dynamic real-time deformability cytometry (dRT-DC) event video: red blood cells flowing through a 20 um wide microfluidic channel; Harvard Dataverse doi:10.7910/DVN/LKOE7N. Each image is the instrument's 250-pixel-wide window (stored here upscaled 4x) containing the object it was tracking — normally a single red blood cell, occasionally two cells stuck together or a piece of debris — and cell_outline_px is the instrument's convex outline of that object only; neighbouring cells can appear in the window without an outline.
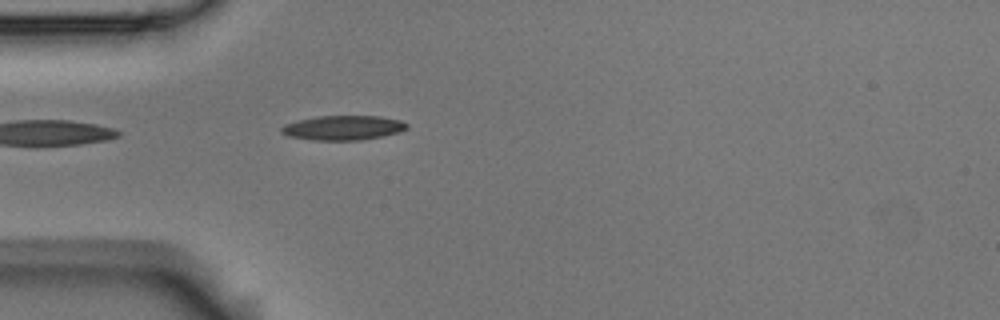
{"species": "Egyptian fruit bat (a non-hibernating species)", "species_latin": "Rousettus aegyptiacus", "temperature_condition": "room temperature", "stored_images_in_passage": 4, "camera_frame_rate_fps": 3000, "um_per_image_px": 0.085, "animal": {"sex": "male"}, "frame": {"image": 1, "passage_image": 4, "time_ms": 1.0, "image_size_px": [1000, 320], "cell_outline_px": [[408, 128], [400, 132], [360, 140], [312, 140], [288, 136], [280, 132], [280, 128], [284, 124], [296, 120], [316, 116], [380, 116], [400, 120], [408, 124]], "centroid_in_image_um": [29.13, 10.85], "position_along_channel_um": 55.9, "area_um2": 18.03}}